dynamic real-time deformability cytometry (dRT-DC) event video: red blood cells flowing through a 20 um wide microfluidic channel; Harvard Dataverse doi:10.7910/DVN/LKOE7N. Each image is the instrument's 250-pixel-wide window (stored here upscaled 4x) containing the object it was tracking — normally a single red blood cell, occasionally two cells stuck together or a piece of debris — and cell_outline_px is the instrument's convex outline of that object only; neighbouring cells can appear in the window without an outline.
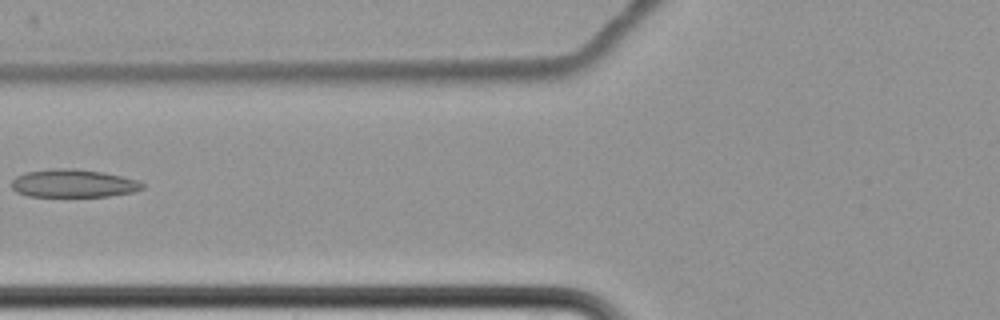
{"species": "common noctule bat (a hibernating species)", "species_latin": "Nyctalus noctula", "temperature_condition": "cold", "stored_images_in_passage": 7, "camera_frame_rate_fps": 3000, "um_per_image_px": 0.085, "animal": {"sex": "female", "body_mass_g": 22.7, "forearm_length_mm": 54.2}, "frame": {"image": 1, "passage_image": 7, "time_ms": 9.0, "image_size_px": [1000, 320], "cell_outline_px": [[144, 188], [132, 192], [108, 196], [28, 196], [16, 192], [12, 188], [12, 180], [16, 176], [24, 172], [52, 168], [76, 168], [104, 172], [140, 180], [144, 184]], "centroid_in_image_um": [6.24, 15.57], "position_along_channel_um": 119.6, "area_um2": 21.56}}